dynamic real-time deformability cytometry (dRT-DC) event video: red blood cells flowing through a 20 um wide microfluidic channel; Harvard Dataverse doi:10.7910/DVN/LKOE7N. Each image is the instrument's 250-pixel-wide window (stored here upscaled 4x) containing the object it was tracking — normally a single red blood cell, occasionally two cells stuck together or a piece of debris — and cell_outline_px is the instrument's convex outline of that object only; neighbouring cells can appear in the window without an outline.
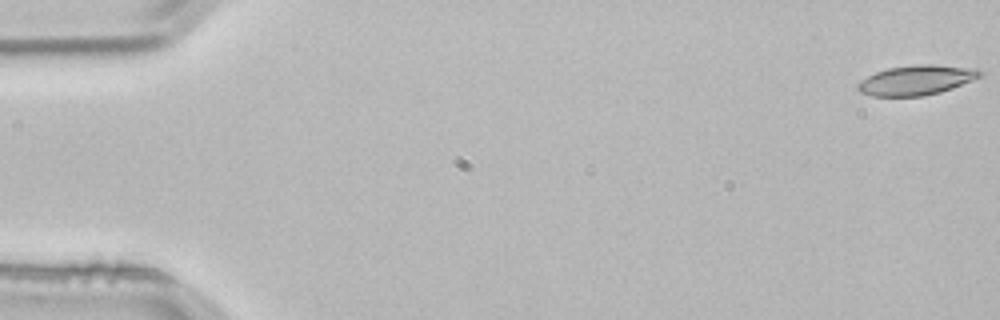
{"species": "common noctule bat (a hibernating species)", "species_latin": "Nyctalus noctula", "temperature_condition": "room temperature", "stored_images_in_passage": 5, "camera_frame_rate_fps": 3000, "um_per_image_px": 0.085, "animal": {"sex": "male", "body_mass_g": 21.5, "forearm_length_mm": 52.0}, "frame": {"image": 1, "passage_image": 1, "time_ms": 0.0, "image_size_px": [1000, 320], "cell_outline_px": [[984, 72], [980, 76], [952, 88], [940, 92], [920, 96], [872, 96], [860, 92], [856, 88], [856, 84], [860, 80], [876, 72], [888, 68], [920, 64], [932, 64], [980, 68]], "centroid_in_image_um": [77.89, 6.8], "position_along_channel_um": 7.1, "area_um2": 21.21}}